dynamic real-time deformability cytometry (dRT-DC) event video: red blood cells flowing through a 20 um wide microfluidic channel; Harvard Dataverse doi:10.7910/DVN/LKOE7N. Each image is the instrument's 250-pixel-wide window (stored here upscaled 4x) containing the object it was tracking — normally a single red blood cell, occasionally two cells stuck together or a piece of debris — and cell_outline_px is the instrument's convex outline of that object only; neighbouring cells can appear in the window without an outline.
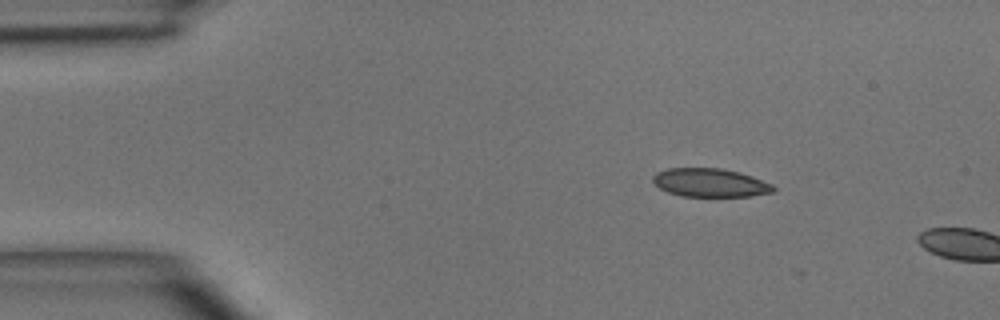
{"species": "common noctule bat (a hibernating species)", "species_latin": "Nyctalus noctula", "temperature_condition": "room temperature", "stored_images_in_passage": 2, "camera_frame_rate_fps": 3000, "um_per_image_px": 0.085, "animal": {"sex": "male", "body_mass_g": 15.6}, "frame": {"image": 1, "passage_image": 1, "time_ms": 0.0, "image_size_px": [1000, 320], "cell_outline_px": [[776, 188], [772, 192], [752, 196], [680, 196], [668, 192], [660, 188], [652, 180], [652, 176], [656, 172], [668, 168], [720, 168], [740, 172], [752, 176], [772, 184]], "centroid_in_image_um": [60.35, 15.52], "position_along_channel_um": 24.6, "area_um2": 20.0}}